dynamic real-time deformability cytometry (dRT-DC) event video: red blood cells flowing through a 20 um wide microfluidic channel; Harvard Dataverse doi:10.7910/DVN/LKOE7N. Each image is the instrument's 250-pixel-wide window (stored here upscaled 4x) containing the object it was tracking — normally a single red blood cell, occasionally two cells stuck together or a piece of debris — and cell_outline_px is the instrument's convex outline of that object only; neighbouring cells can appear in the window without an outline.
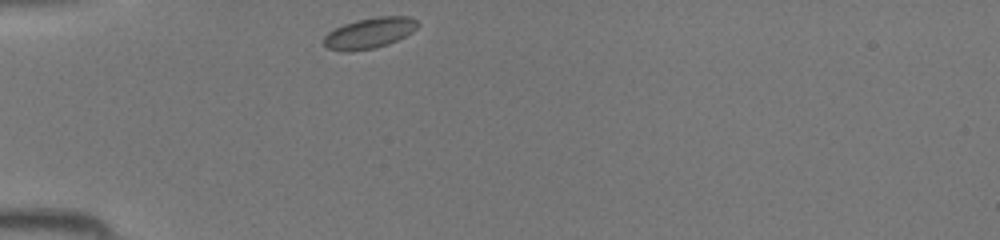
{"species": "common noctule bat (a hibernating species)", "species_latin": "Nyctalus noctula", "temperature_condition": "room temperature", "stored_images_in_passage": 32, "camera_frame_rate_fps": 3000, "um_per_image_px": 0.085, "animal": {"sex": "female", "body_mass_g": 19.5, "forearm_length_mm": 54.1}, "frame": {"image": 1, "passage_image": 1, "time_ms": 0.0, "image_size_px": [1000, 240], "cell_outline_px": [[420, 24], [412, 32], [388, 44], [376, 48], [348, 52], [344, 52], [328, 48], [324, 44], [324, 36], [328, 32], [344, 24], [356, 20], [376, 16], [408, 16], [416, 20]], "centroid_in_image_um": [31.4, 2.81], "position_along_channel_um": 53.6, "area_um2": 16.82}}
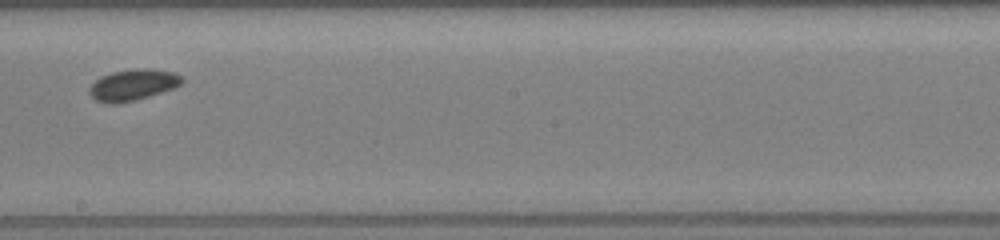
{"frame": {"image": 2, "passage_image": 14, "time_ms": 4.333, "image_size_px": [1000, 240], "cell_outline_px": [[184, 80], [180, 84], [172, 88], [136, 100], [116, 104], [108, 104], [96, 100], [88, 92], [88, 88], [100, 76], [112, 72], [136, 68], [148, 68], [176, 72]], "centroid_in_image_um": [11.27, 7.21], "position_along_channel_um": 236.9, "area_um2": 16.82}}
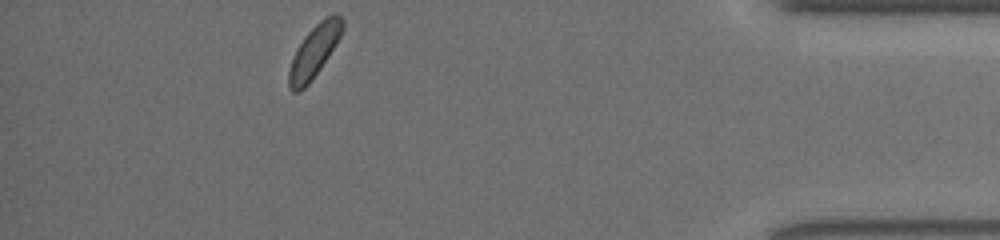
{"frame": {"image": 3, "passage_image": 28, "time_ms": 9.0, "image_size_px": [1000, 240], "cell_outline_px": [[344, 28], [336, 44], [320, 68], [308, 84], [300, 92], [292, 92], [288, 88], [288, 72], [296, 48], [304, 36], [324, 16], [336, 12], [344, 20]], "centroid_in_image_um": [26.7, 4.34], "position_along_channel_um": 408.5, "area_um2": 16.36}}